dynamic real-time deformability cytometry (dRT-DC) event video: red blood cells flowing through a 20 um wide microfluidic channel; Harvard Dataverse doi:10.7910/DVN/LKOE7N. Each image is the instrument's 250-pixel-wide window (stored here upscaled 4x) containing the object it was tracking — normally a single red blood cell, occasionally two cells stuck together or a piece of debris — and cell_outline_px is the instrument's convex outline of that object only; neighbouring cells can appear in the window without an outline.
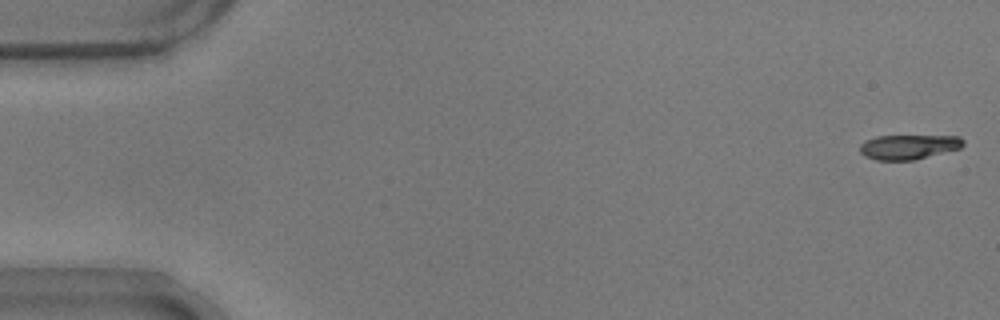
{"species": "common noctule bat (a hibernating species)", "species_latin": "Nyctalus noctula", "temperature_condition": "warm", "stored_images_in_passage": 55, "camera_frame_rate_fps": 3000, "um_per_image_px": 0.085, "animal": {"sex": "male", "body_mass_g": 17.9}, "frame": {"image": 1, "passage_image": 1, "time_ms": 0.0, "image_size_px": [1000, 320], "cell_outline_px": [[964, 144], [960, 148], [912, 160], [876, 160], [864, 156], [860, 152], [860, 144], [864, 140], [876, 136], [960, 136], [964, 140]], "centroid_in_image_um": [77.19, 12.48], "position_along_channel_um": 7.8, "area_um2": 14.8}}
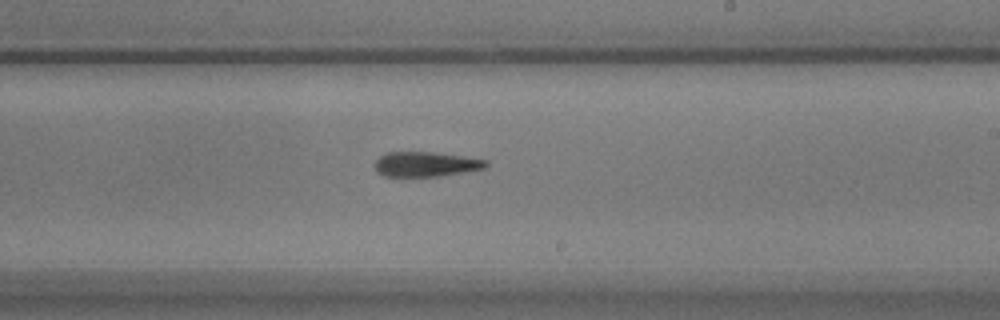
{"frame": {"image": 2, "passage_image": 32, "time_ms": 10.333, "image_size_px": [1000, 320], "cell_outline_px": [[488, 164], [484, 168], [464, 172], [440, 176], [384, 176], [376, 172], [376, 160], [380, 156], [388, 152], [432, 152], [488, 160]], "centroid_in_image_um": [36.18, 13.96], "position_along_channel_um": 252.8, "area_um2": 15.9}}
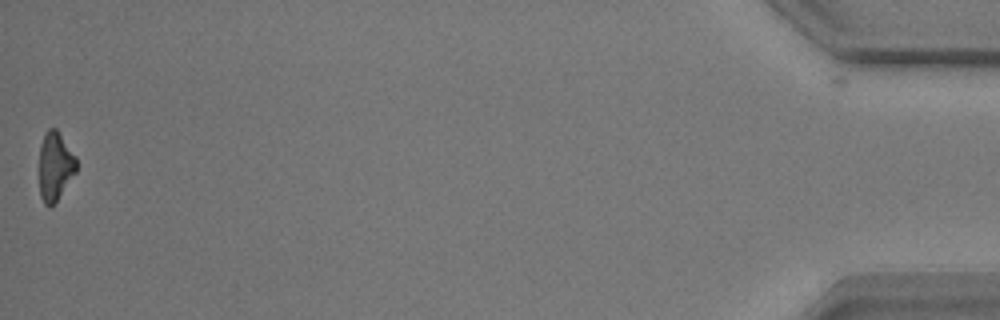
{"frame": {"image": 3, "passage_image": 54, "time_ms": 17.667, "image_size_px": [1000, 320], "cell_outline_px": [[76, 172], [56, 200], [48, 208], [44, 204], [40, 196], [40, 144], [44, 132], [48, 128], [56, 128], [76, 156]], "centroid_in_image_um": [4.68, 14.09], "position_along_channel_um": 430.5, "area_um2": 14.74}, "authors_computed_cell_mechanics": {"area_um2": 16.3574, "velocity_mm_per_s": 3.7209, "shape_relaxation_time_tau1_ms": 6.974, "shape_relaxation_time_tau2_ms": 7.1059, "deformation_change_tau1": 0.24, "deformation_change_tau2": 0.2084}}